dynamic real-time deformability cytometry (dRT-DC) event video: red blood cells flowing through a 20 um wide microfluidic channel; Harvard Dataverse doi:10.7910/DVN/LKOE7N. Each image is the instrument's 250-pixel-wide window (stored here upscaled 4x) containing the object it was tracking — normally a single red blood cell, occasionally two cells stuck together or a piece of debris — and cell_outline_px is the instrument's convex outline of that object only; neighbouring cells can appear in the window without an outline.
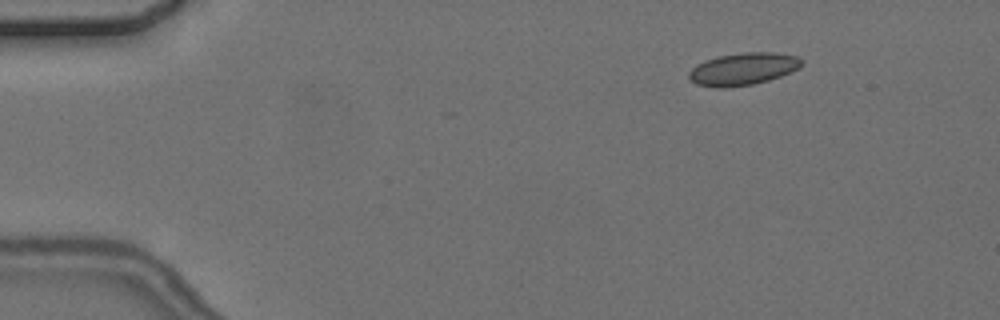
{"species": "common noctule bat (a hibernating species)", "species_latin": "Nyctalus noctula", "temperature_condition": "cold", "stored_images_in_passage": 5, "camera_frame_rate_fps": 3000, "um_per_image_px": 0.085, "animal": {"sex": "female", "body_mass_g": 24.6, "forearm_length_mm": 56.2}, "frame": {"image": 1, "passage_image": 2, "time_ms": 1.333, "image_size_px": [1000, 320], "cell_outline_px": [[804, 60], [800, 68], [780, 76], [768, 80], [752, 84], [724, 88], [720, 88], [696, 84], [688, 76], [688, 72], [696, 64], [716, 56], [744, 52], [772, 52], [800, 56]], "centroid_in_image_um": [63.18, 5.85], "position_along_channel_um": 21.8, "area_um2": 21.33}}